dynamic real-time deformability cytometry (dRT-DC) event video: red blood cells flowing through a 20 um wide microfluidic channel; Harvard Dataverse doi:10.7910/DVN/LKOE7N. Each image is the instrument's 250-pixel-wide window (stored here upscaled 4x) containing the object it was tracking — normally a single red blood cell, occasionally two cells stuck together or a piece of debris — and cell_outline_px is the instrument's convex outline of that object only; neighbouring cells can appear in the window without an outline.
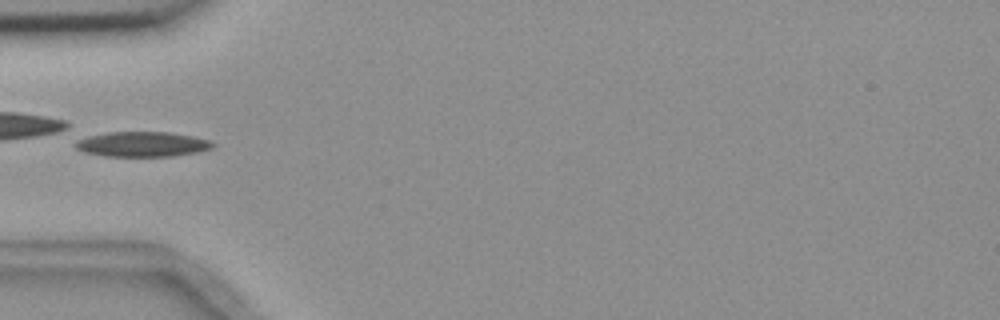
{"species": "common noctule bat (a hibernating species)", "species_latin": "Nyctalus noctula", "temperature_condition": "room temperature", "stored_images_in_passage": 4, "camera_frame_rate_fps": 3000, "um_per_image_px": 0.085, "animal": {"sex": "female", "body_mass_g": 18.4}, "frame": {"image": 1, "passage_image": 4, "time_ms": 3.667, "image_size_px": [1000, 320], "cell_outline_px": [[216, 144], [212, 148], [200, 152], [172, 156], [104, 156], [84, 152], [76, 148], [76, 136], [108, 132], [168, 132], [192, 136], [212, 140]], "centroid_in_image_um": [12.06, 12.25], "position_along_channel_um": 72.9, "area_um2": 20.46}}